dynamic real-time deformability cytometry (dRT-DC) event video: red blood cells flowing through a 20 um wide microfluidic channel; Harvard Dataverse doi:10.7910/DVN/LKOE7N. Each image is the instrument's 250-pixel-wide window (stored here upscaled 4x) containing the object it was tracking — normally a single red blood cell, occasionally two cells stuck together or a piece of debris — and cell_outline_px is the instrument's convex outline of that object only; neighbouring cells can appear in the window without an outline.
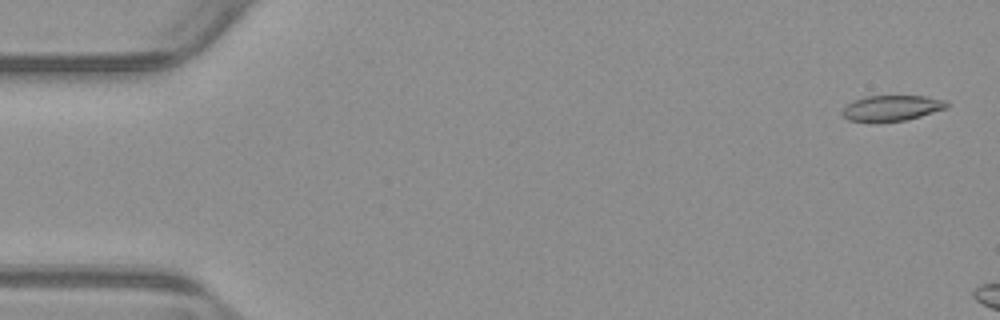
{"species": "common noctule bat (a hibernating species)", "species_latin": "Nyctalus noctula", "temperature_condition": "warm", "stored_images_in_passage": 7, "camera_frame_rate_fps": 3000, "um_per_image_px": 0.085, "animal": {"sex": "male", "body_mass_g": 23.1, "forearm_length_mm": 52.7}, "frame": {"image": 1, "passage_image": 2, "time_ms": 0.333, "image_size_px": [1000, 320], "cell_outline_px": [[952, 104], [948, 108], [908, 120], [876, 124], [872, 124], [848, 120], [840, 112], [852, 100], [864, 96], [928, 96], [948, 100]], "centroid_in_image_um": [75.82, 9.21], "position_along_channel_um": 9.2, "area_um2": 16.47}}